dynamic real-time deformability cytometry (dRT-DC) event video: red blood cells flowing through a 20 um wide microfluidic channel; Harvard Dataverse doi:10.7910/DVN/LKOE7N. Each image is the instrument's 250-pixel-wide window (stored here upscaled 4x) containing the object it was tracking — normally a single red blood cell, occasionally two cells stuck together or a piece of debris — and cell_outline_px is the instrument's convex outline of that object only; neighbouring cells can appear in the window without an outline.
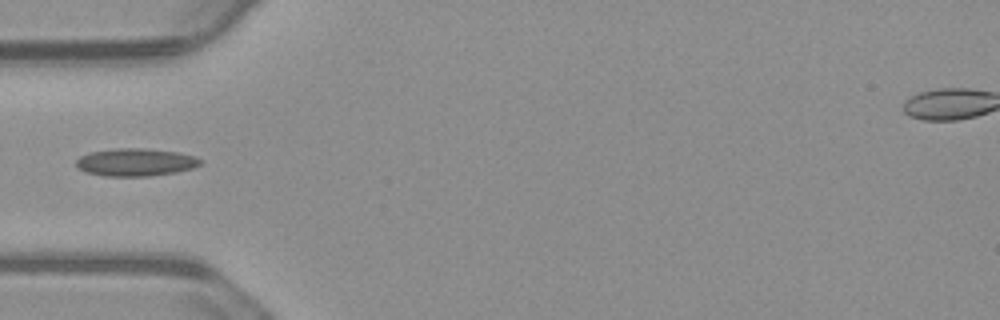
{"species": "common noctule bat (a hibernating species)", "species_latin": "Nyctalus noctula", "temperature_condition": "warm", "stored_images_in_passage": 38, "camera_frame_rate_fps": 3000, "um_per_image_px": 0.085, "animal": {"sex": "male", "body_mass_g": 23.1, "forearm_length_mm": 52.7}, "frame": {"image": 1, "passage_image": 1, "time_ms": 0.0, "image_size_px": [1000, 320], "cell_outline_px": [[204, 160], [200, 164], [192, 168], [176, 172], [148, 176], [104, 176], [84, 172], [76, 168], [76, 160], [80, 156], [92, 152], [116, 148], [144, 148], [180, 152], [196, 156]], "centroid_in_image_um": [11.53, 13.79], "position_along_channel_um": 73.5, "area_um2": 20.23}}
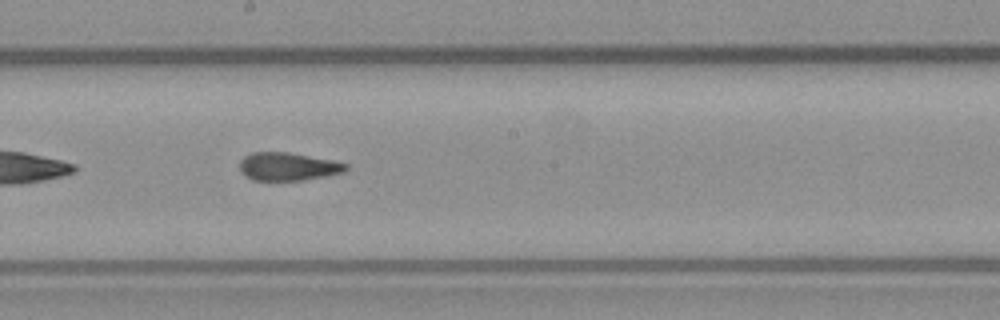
{"frame": {"image": 2, "passage_image": 13, "time_ms": 4.0, "image_size_px": [1000, 320], "cell_outline_px": [[348, 168], [344, 172], [324, 176], [300, 180], [252, 180], [244, 176], [240, 172], [240, 160], [244, 156], [252, 152], [288, 152], [332, 160], [348, 164]], "centroid_in_image_um": [24.44, 14.15], "position_along_channel_um": 223.8, "area_um2": 17.34}}
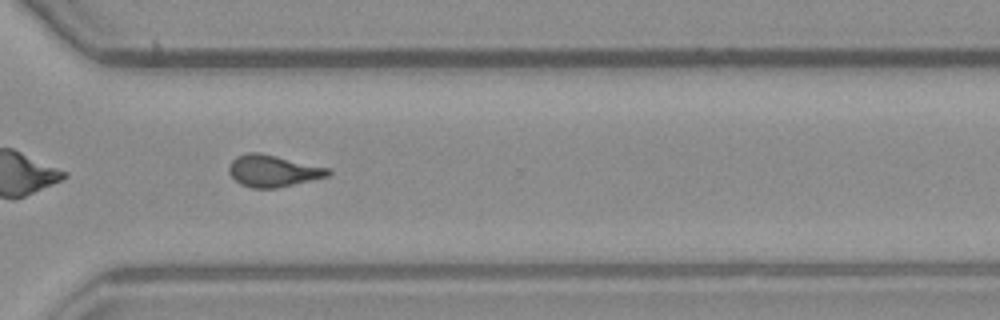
{"frame": {"image": 3, "passage_image": 23, "time_ms": 7.333, "image_size_px": [1000, 320], "cell_outline_px": [[332, 172], [328, 176], [276, 188], [252, 188], [240, 184], [228, 172], [228, 168], [232, 160], [236, 156], [248, 152], [260, 152], [328, 168]], "centroid_in_image_um": [23.17, 14.52], "position_along_channel_um": 347.4, "area_um2": 18.21}}